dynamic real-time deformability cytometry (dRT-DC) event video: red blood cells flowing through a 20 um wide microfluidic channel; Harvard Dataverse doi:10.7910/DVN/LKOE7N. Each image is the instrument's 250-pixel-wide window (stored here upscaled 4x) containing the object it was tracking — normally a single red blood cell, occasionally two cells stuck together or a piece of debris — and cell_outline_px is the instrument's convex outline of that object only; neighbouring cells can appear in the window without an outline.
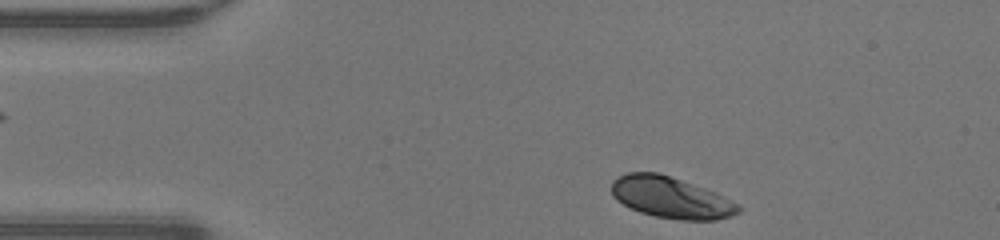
{"species": "human", "species_latin": "Homo sapiens", "temperature_condition": "warm", "stored_images_in_passage": 33, "camera_frame_rate_fps": 3000, "um_per_image_px": 0.085, "donor": {"sex": "male"}, "frame": {"image": 1, "passage_image": 1, "time_ms": 0.0, "image_size_px": [1000, 240], "cell_outline_px": [[740, 212], [732, 216], [716, 220], [680, 220], [656, 216], [640, 212], [616, 200], [612, 196], [612, 180], [628, 172], [656, 172], [716, 192], [736, 204], [740, 208]], "centroid_in_image_um": [57.01, 16.8], "position_along_channel_um": 28.0, "area_um2": 30.17}}
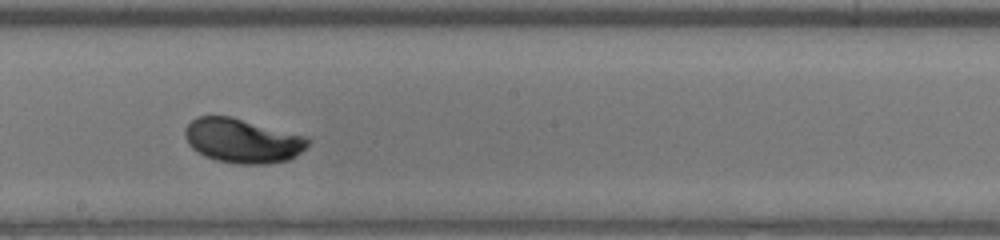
{"frame": {"image": 2, "passage_image": 19, "time_ms": 6.0, "image_size_px": [1000, 240], "cell_outline_px": [[308, 144], [296, 156], [288, 160], [264, 164], [240, 164], [216, 160], [204, 156], [192, 148], [188, 144], [184, 136], [184, 128], [196, 116], [232, 116], [308, 136]], "centroid_in_image_um": [20.59, 11.95], "position_along_channel_um": 227.6, "area_um2": 31.96}}
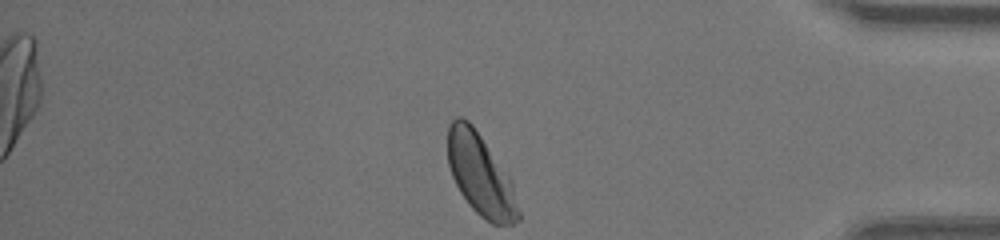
{"frame": {"image": 3, "passage_image": 33, "time_ms": 10.667, "image_size_px": [1000, 240], "cell_outline_px": [[520, 220], [512, 224], [492, 224], [480, 216], [468, 204], [460, 192], [452, 176], [448, 164], [448, 124], [456, 116], [460, 116], [468, 120], [472, 124], [508, 176], [512, 184], [520, 212]], "centroid_in_image_um": [40.82, 14.87], "position_along_channel_um": 394.4, "area_um2": 33.18}, "authors_computed_cell_mechanics": {"area_um2": 31.3854, "velocity_mm_per_s": 4.307, "shape_relaxation_time_tau1_ms": 2.4815, "shape_relaxation_time_tau2_ms": null, "deformation_change_tau1": 0.1595, "deformation_change_tau2": null}}